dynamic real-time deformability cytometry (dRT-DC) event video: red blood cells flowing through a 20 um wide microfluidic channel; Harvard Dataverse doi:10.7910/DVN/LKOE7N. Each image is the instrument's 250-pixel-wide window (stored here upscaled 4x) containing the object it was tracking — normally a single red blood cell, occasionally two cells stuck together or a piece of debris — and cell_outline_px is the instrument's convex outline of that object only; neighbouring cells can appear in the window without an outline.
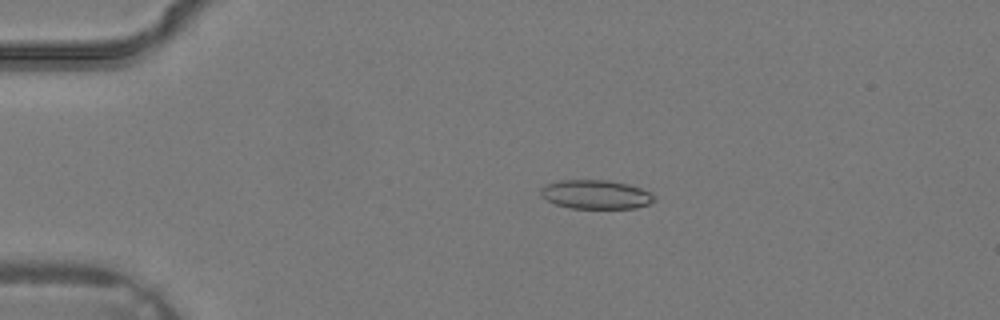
{"species": "common noctule bat (a hibernating species)", "species_latin": "Nyctalus noctula", "temperature_condition": "warm", "stored_images_in_passage": 30, "camera_frame_rate_fps": 3000, "um_per_image_px": 0.085, "animal": {"sex": "male", "body_mass_g": 19.2, "forearm_length_mm": 51.8}, "frame": {"image": 1, "passage_image": 8, "time_ms": 2.333, "image_size_px": [1000, 320], "cell_outline_px": [[656, 200], [648, 204], [636, 208], [572, 208], [556, 204], [540, 196], [540, 188], [548, 184], [560, 180], [608, 180], [628, 184], [640, 188], [648, 192]], "centroid_in_image_um": [50.62, 16.53], "position_along_channel_um": 34.4, "area_um2": 18.96}}
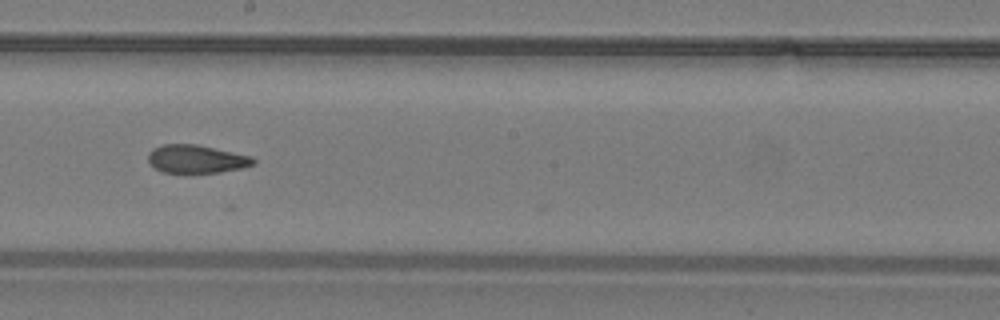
{"frame": {"image": 2, "passage_image": 21, "time_ms": 6.667, "image_size_px": [1000, 320], "cell_outline_px": [[256, 160], [252, 164], [240, 168], [220, 172], [164, 172], [156, 168], [148, 160], [148, 152], [152, 148], [164, 144], [196, 144], [252, 156]], "centroid_in_image_um": [16.67, 13.5], "position_along_channel_um": 231.5, "area_um2": 16.99}}
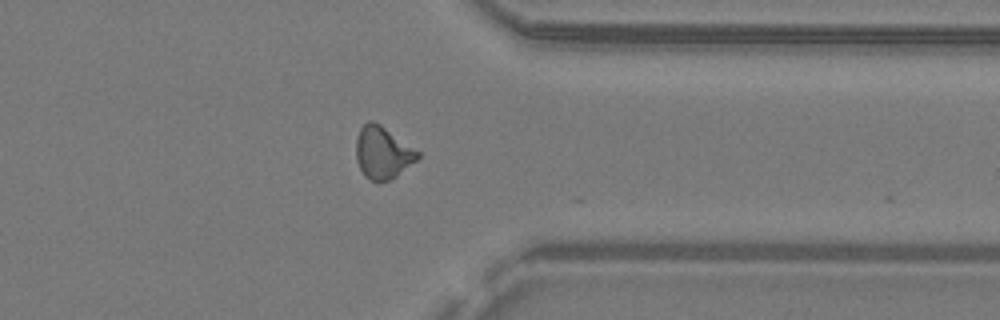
{"frame": {"image": 3, "passage_image": 29, "time_ms": 9.333, "image_size_px": [1000, 320], "cell_outline_px": [[420, 156], [416, 160], [396, 176], [388, 180], [372, 180], [364, 176], [356, 160], [356, 136], [360, 128], [368, 120], [372, 120], [380, 124], [420, 152]], "centroid_in_image_um": [32.5, 12.95], "position_along_channel_um": 378.9, "area_um2": 18.55}}